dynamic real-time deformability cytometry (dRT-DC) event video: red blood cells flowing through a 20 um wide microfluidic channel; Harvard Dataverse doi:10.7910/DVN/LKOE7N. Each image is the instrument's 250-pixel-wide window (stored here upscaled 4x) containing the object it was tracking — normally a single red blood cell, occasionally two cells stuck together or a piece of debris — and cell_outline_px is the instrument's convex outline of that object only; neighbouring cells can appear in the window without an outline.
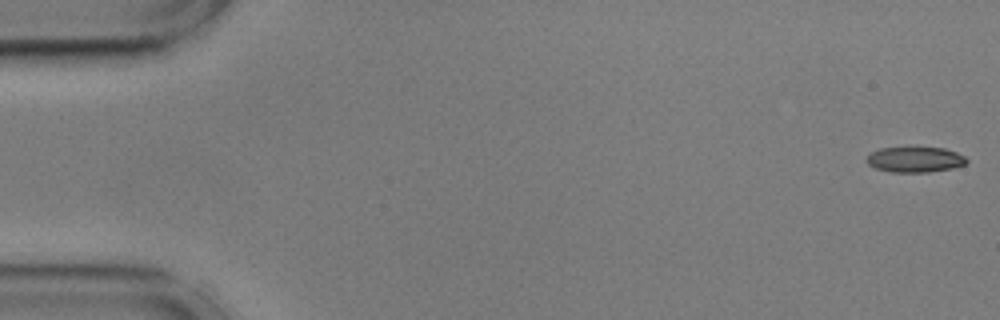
{"species": "common noctule bat (a hibernating species)", "species_latin": "Nyctalus noctula", "temperature_condition": "cold", "stored_images_in_passage": 55, "camera_frame_rate_fps": 3000, "um_per_image_px": 0.085, "animal": {"sex": "male", "body_mass_g": 17.9, "forearm_length_mm": 54.2}, "frame": {"image": 1, "passage_image": 1, "time_ms": 0.0, "image_size_px": [1000, 320], "cell_outline_px": [[968, 160], [964, 164], [952, 168], [928, 172], [888, 172], [876, 168], [868, 164], [864, 160], [872, 152], [880, 148], [944, 148], [956, 152], [964, 156]], "centroid_in_image_um": [77.75, 13.57], "position_along_channel_um": 7.3, "area_um2": 14.68}}
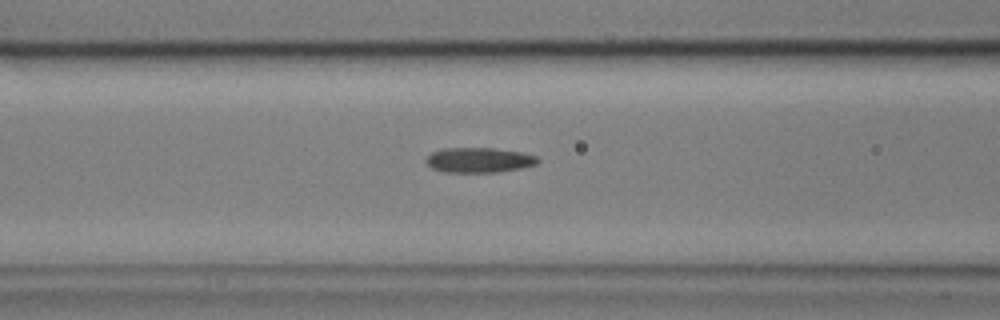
{"frame": {"image": 2, "passage_image": 22, "time_ms": 7.0, "image_size_px": [1000, 320], "cell_outline_px": [[540, 160], [536, 164], [520, 168], [496, 172], [444, 172], [432, 168], [424, 160], [432, 152], [444, 148], [492, 148], [524, 152], [536, 156]], "centroid_in_image_um": [40.72, 13.6], "position_along_channel_um": 125.9, "area_um2": 16.24}}
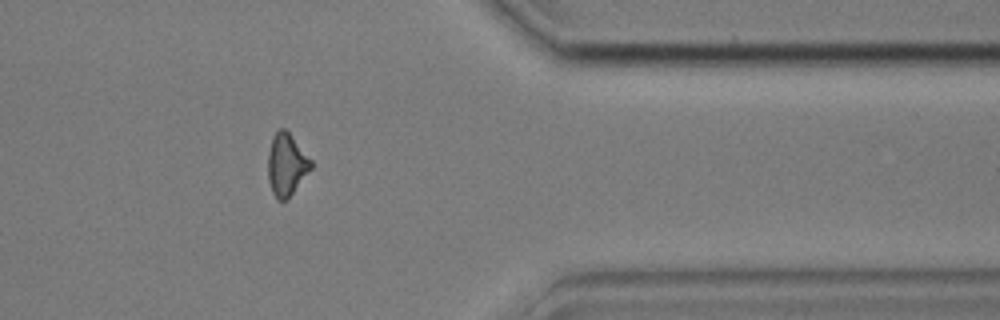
{"frame": {"image": 3, "passage_image": 45, "time_ms": 14.667, "image_size_px": [1000, 320], "cell_outline_px": [[312, 168], [288, 200], [276, 200], [272, 192], [268, 180], [268, 152], [272, 136], [280, 128], [284, 128], [292, 136], [312, 160]], "centroid_in_image_um": [24.35, 14.02], "position_along_channel_um": 387.1, "area_um2": 15.78}}